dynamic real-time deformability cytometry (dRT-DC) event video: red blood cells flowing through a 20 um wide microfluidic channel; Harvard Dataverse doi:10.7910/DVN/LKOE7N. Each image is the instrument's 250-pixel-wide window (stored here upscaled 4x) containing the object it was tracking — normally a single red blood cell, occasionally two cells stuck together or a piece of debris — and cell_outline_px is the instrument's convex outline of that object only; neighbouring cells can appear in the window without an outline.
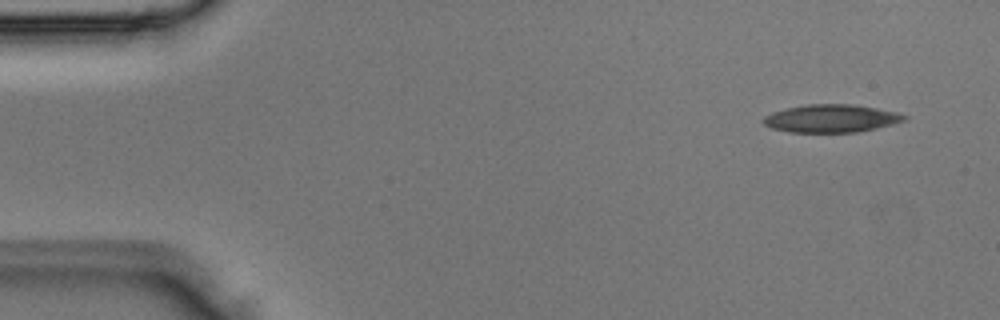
{"species": "Egyptian fruit bat (a non-hibernating species)", "species_latin": "Rousettus aegyptiacus", "temperature_condition": "room temperature", "stored_images_in_passage": 4, "camera_frame_rate_fps": 3000, "um_per_image_px": 0.085, "animal": {"sex": "male"}, "frame": {"image": 1, "passage_image": 1, "time_ms": 0.0, "image_size_px": [1000, 320], "cell_outline_px": [[908, 116], [904, 120], [892, 124], [876, 128], [856, 132], [792, 132], [772, 128], [764, 124], [764, 116], [772, 112], [788, 108], [808, 104], [852, 104], [876, 108], [896, 112]], "centroid_in_image_um": [70.65, 10.06], "position_along_channel_um": 14.3, "area_um2": 22.6}}